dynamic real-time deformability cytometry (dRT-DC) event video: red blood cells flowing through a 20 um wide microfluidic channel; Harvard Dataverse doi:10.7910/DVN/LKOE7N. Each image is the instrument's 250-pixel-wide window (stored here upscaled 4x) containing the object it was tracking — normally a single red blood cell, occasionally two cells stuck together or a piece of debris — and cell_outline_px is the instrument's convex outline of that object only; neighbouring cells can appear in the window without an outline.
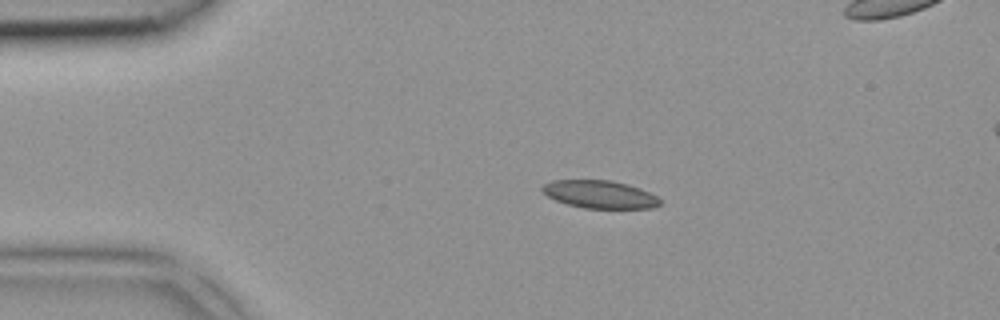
{"species": "common noctule bat (a hibernating species)", "species_latin": "Nyctalus noctula", "temperature_condition": "room temperature", "stored_images_in_passage": 3, "camera_frame_rate_fps": 3000, "um_per_image_px": 0.085, "animal": {"sex": "female", "body_mass_g": 18.4}, "frame": {"image": 1, "passage_image": 2, "time_ms": 0.333, "image_size_px": [1000, 320], "cell_outline_px": [[660, 204], [652, 208], [584, 208], [568, 204], [556, 200], [548, 196], [540, 188], [544, 184], [552, 180], [612, 180], [628, 184], [640, 188], [656, 196], [660, 200]], "centroid_in_image_um": [50.98, 16.51], "position_along_channel_um": 34.0, "area_um2": 18.96}}